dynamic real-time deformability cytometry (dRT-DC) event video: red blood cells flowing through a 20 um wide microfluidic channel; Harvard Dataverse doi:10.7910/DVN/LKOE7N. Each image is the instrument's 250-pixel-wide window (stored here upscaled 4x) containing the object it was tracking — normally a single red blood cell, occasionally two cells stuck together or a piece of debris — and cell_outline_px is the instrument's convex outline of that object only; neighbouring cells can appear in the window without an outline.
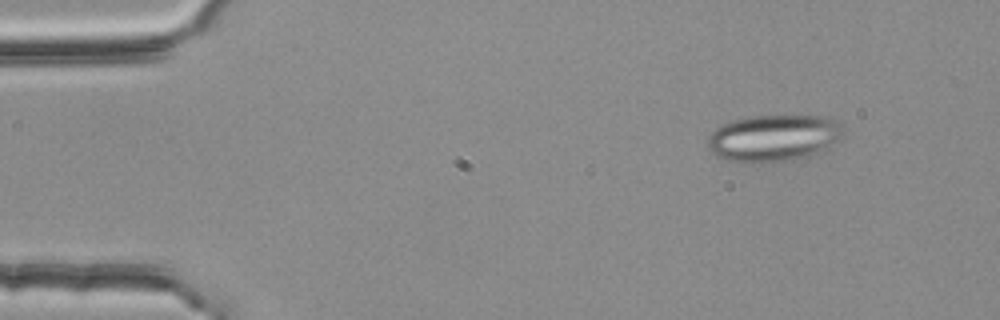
{"species": "common noctule bat (a hibernating species)", "species_latin": "Nyctalus noctula", "temperature_condition": "room temperature", "stored_images_in_passage": 49, "camera_frame_rate_fps": 3000, "um_per_image_px": 0.085, "animal": {"sex": "female", "body_mass_g": 25.1}, "frame": {"image": 1, "passage_image": 1, "time_ms": 0.0, "image_size_px": [1000, 320], "cell_outline_px": [[844, 132], [836, 140], [812, 156], [756, 164], [748, 164], [724, 160], [716, 156], [708, 148], [708, 136], [716, 128], [732, 120], [752, 116], [824, 116], [836, 120], [840, 124]], "centroid_in_image_um": [65.7, 11.74], "position_along_channel_um": 19.3, "area_um2": 36.93}}
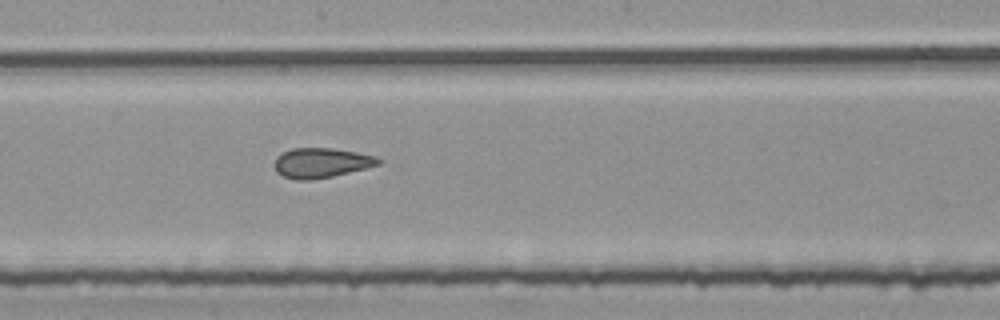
{"frame": {"image": 2, "passage_image": 24, "time_ms": 7.667, "image_size_px": [1000, 320], "cell_outline_px": [[384, 160], [380, 164], [368, 168], [332, 176], [312, 180], [296, 180], [284, 176], [276, 172], [272, 164], [276, 156], [280, 152], [292, 148], [332, 148], [356, 152], [376, 156]], "centroid_in_image_um": [27.29, 13.84], "position_along_channel_um": 220.9, "area_um2": 18.44}}
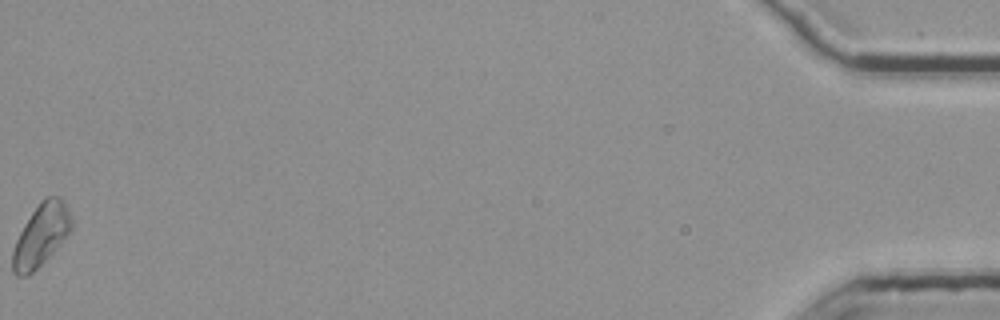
{"frame": {"image": 3, "passage_image": 49, "time_ms": 16.0, "image_size_px": [1000, 320], "cell_outline_px": [[72, 228], [68, 236], [32, 272], [24, 276], [16, 276], [12, 272], [12, 252], [16, 240], [24, 224], [40, 200], [48, 196], [60, 196], [64, 200], [68, 208], [72, 220]], "centroid_in_image_um": [3.49, 19.95], "position_along_channel_um": 431.7, "area_um2": 21.21}, "authors_computed_cell_mechanics": {"area_um2": 19.2474, "velocity_mm_per_s": 3.7884, "shape_relaxation_time_tau1_ms": null, "shape_relaxation_time_tau2_ms": 2.1993, "deformation_change_tau1": null, "deformation_change_tau2": 0.1035}}